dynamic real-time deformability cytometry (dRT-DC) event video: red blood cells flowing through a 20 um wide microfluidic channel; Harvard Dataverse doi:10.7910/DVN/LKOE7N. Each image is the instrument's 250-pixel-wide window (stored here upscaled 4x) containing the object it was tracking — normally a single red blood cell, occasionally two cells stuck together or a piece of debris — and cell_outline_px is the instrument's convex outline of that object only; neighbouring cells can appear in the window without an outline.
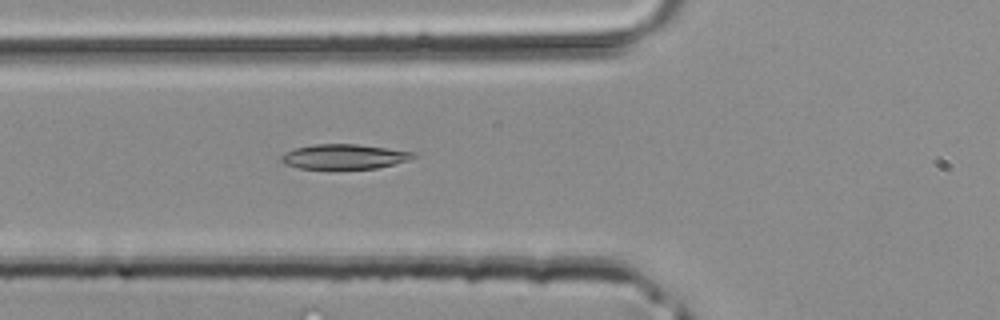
{"species": "common noctule bat (a hibernating species)", "species_latin": "Nyctalus noctula", "temperature_condition": "room temperature", "stored_images_in_passage": 34, "camera_frame_rate_fps": 3000, "um_per_image_px": 0.085, "animal": {"sex": "male", "body_mass_g": 20.4}, "frame": {"image": 1, "passage_image": 8, "time_ms": 2.333, "image_size_px": [1000, 320], "cell_outline_px": [[416, 156], [408, 160], [376, 168], [300, 168], [284, 164], [280, 160], [280, 156], [296, 148], [312, 144], [360, 144], [416, 152]], "centroid_in_image_um": [29.26, 13.3], "position_along_channel_um": 96.5, "area_um2": 18.9}}
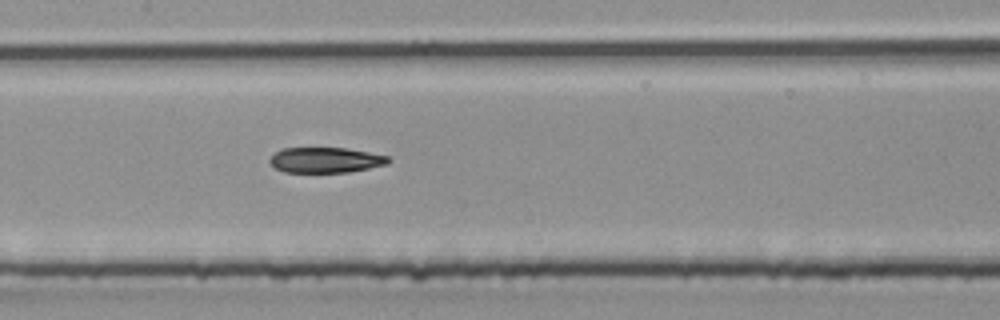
{"frame": {"image": 2, "passage_image": 13, "time_ms": 4.0, "image_size_px": [1000, 320], "cell_outline_px": [[392, 160], [388, 164], [348, 172], [284, 172], [276, 168], [268, 160], [276, 152], [284, 148], [344, 148], [368, 152], [388, 156]], "centroid_in_image_um": [27.69, 13.6], "position_along_channel_um": 179.7, "area_um2": 17.4}}
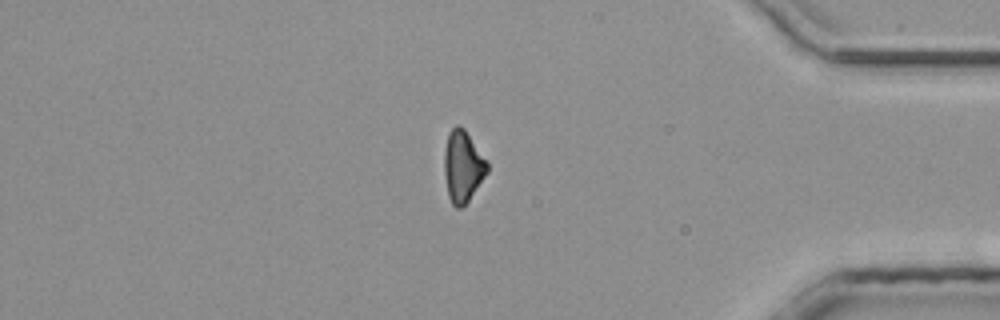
{"frame": {"image": 3, "passage_image": 28, "time_ms": 9.0, "image_size_px": [1000, 320], "cell_outline_px": [[488, 172], [468, 200], [460, 208], [456, 208], [452, 204], [448, 196], [444, 172], [444, 152], [448, 132], [456, 124], [460, 124], [464, 128], [488, 164]], "centroid_in_image_um": [39.31, 14.12], "position_along_channel_um": 395.9, "area_um2": 17.69}}